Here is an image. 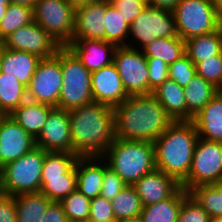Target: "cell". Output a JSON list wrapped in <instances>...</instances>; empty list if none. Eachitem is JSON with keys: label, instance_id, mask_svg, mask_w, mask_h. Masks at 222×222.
Instances as JSON below:
<instances>
[{"label": "cell", "instance_id": "1", "mask_svg": "<svg viewBox=\"0 0 222 222\" xmlns=\"http://www.w3.org/2000/svg\"><path fill=\"white\" fill-rule=\"evenodd\" d=\"M116 138L154 142L174 122L153 94L131 95L113 108Z\"/></svg>", "mask_w": 222, "mask_h": 222}, {"label": "cell", "instance_id": "2", "mask_svg": "<svg viewBox=\"0 0 222 222\" xmlns=\"http://www.w3.org/2000/svg\"><path fill=\"white\" fill-rule=\"evenodd\" d=\"M73 153L78 157H102L113 140V108L92 102L68 110Z\"/></svg>", "mask_w": 222, "mask_h": 222}, {"label": "cell", "instance_id": "3", "mask_svg": "<svg viewBox=\"0 0 222 222\" xmlns=\"http://www.w3.org/2000/svg\"><path fill=\"white\" fill-rule=\"evenodd\" d=\"M199 139L193 121H174L153 143L156 169L181 184L191 169Z\"/></svg>", "mask_w": 222, "mask_h": 222}, {"label": "cell", "instance_id": "4", "mask_svg": "<svg viewBox=\"0 0 222 222\" xmlns=\"http://www.w3.org/2000/svg\"><path fill=\"white\" fill-rule=\"evenodd\" d=\"M102 158L128 185L156 169L153 142L116 138Z\"/></svg>", "mask_w": 222, "mask_h": 222}, {"label": "cell", "instance_id": "5", "mask_svg": "<svg viewBox=\"0 0 222 222\" xmlns=\"http://www.w3.org/2000/svg\"><path fill=\"white\" fill-rule=\"evenodd\" d=\"M55 56L60 60L63 75L58 108L70 110L94 102L91 72L66 46L60 47Z\"/></svg>", "mask_w": 222, "mask_h": 222}, {"label": "cell", "instance_id": "6", "mask_svg": "<svg viewBox=\"0 0 222 222\" xmlns=\"http://www.w3.org/2000/svg\"><path fill=\"white\" fill-rule=\"evenodd\" d=\"M47 152L35 146L0 169V192L16 196L36 193L41 188L42 166Z\"/></svg>", "mask_w": 222, "mask_h": 222}, {"label": "cell", "instance_id": "7", "mask_svg": "<svg viewBox=\"0 0 222 222\" xmlns=\"http://www.w3.org/2000/svg\"><path fill=\"white\" fill-rule=\"evenodd\" d=\"M71 152H47L42 166L39 192L51 201L60 202L77 189L76 161Z\"/></svg>", "mask_w": 222, "mask_h": 222}, {"label": "cell", "instance_id": "8", "mask_svg": "<svg viewBox=\"0 0 222 222\" xmlns=\"http://www.w3.org/2000/svg\"><path fill=\"white\" fill-rule=\"evenodd\" d=\"M172 12L177 35L184 41L220 27V15L210 0H180Z\"/></svg>", "mask_w": 222, "mask_h": 222}, {"label": "cell", "instance_id": "9", "mask_svg": "<svg viewBox=\"0 0 222 222\" xmlns=\"http://www.w3.org/2000/svg\"><path fill=\"white\" fill-rule=\"evenodd\" d=\"M33 21L64 47L74 35L75 8L69 0H37Z\"/></svg>", "mask_w": 222, "mask_h": 222}, {"label": "cell", "instance_id": "10", "mask_svg": "<svg viewBox=\"0 0 222 222\" xmlns=\"http://www.w3.org/2000/svg\"><path fill=\"white\" fill-rule=\"evenodd\" d=\"M175 36L177 30L173 12L147 5L130 24L128 42H132L128 43V47L143 50L157 38Z\"/></svg>", "mask_w": 222, "mask_h": 222}, {"label": "cell", "instance_id": "11", "mask_svg": "<svg viewBox=\"0 0 222 222\" xmlns=\"http://www.w3.org/2000/svg\"><path fill=\"white\" fill-rule=\"evenodd\" d=\"M222 179V142L199 137L188 177L180 184L186 191L195 186L210 185Z\"/></svg>", "mask_w": 222, "mask_h": 222}, {"label": "cell", "instance_id": "12", "mask_svg": "<svg viewBox=\"0 0 222 222\" xmlns=\"http://www.w3.org/2000/svg\"><path fill=\"white\" fill-rule=\"evenodd\" d=\"M113 63L128 96L148 95V65L144 52L128 46L116 47Z\"/></svg>", "mask_w": 222, "mask_h": 222}, {"label": "cell", "instance_id": "13", "mask_svg": "<svg viewBox=\"0 0 222 222\" xmlns=\"http://www.w3.org/2000/svg\"><path fill=\"white\" fill-rule=\"evenodd\" d=\"M62 84L63 75L60 60L55 55L41 59L27 87L28 100L58 108Z\"/></svg>", "mask_w": 222, "mask_h": 222}, {"label": "cell", "instance_id": "14", "mask_svg": "<svg viewBox=\"0 0 222 222\" xmlns=\"http://www.w3.org/2000/svg\"><path fill=\"white\" fill-rule=\"evenodd\" d=\"M2 43L5 48L29 52L40 59L54 56L61 47L34 21L18 28L5 38Z\"/></svg>", "mask_w": 222, "mask_h": 222}, {"label": "cell", "instance_id": "15", "mask_svg": "<svg viewBox=\"0 0 222 222\" xmlns=\"http://www.w3.org/2000/svg\"><path fill=\"white\" fill-rule=\"evenodd\" d=\"M36 146L46 152H71L73 143L68 110L55 107L35 138Z\"/></svg>", "mask_w": 222, "mask_h": 222}, {"label": "cell", "instance_id": "16", "mask_svg": "<svg viewBox=\"0 0 222 222\" xmlns=\"http://www.w3.org/2000/svg\"><path fill=\"white\" fill-rule=\"evenodd\" d=\"M35 146V138L10 115H4L0 121V169L7 163L20 158Z\"/></svg>", "mask_w": 222, "mask_h": 222}, {"label": "cell", "instance_id": "17", "mask_svg": "<svg viewBox=\"0 0 222 222\" xmlns=\"http://www.w3.org/2000/svg\"><path fill=\"white\" fill-rule=\"evenodd\" d=\"M91 84L94 102L115 108L128 98L114 63L91 72Z\"/></svg>", "mask_w": 222, "mask_h": 222}, {"label": "cell", "instance_id": "18", "mask_svg": "<svg viewBox=\"0 0 222 222\" xmlns=\"http://www.w3.org/2000/svg\"><path fill=\"white\" fill-rule=\"evenodd\" d=\"M105 14L106 1L76 8L71 42L79 39L105 41Z\"/></svg>", "mask_w": 222, "mask_h": 222}, {"label": "cell", "instance_id": "19", "mask_svg": "<svg viewBox=\"0 0 222 222\" xmlns=\"http://www.w3.org/2000/svg\"><path fill=\"white\" fill-rule=\"evenodd\" d=\"M132 186L143 207L168 199L181 187L173 177L158 169L145 174Z\"/></svg>", "mask_w": 222, "mask_h": 222}, {"label": "cell", "instance_id": "20", "mask_svg": "<svg viewBox=\"0 0 222 222\" xmlns=\"http://www.w3.org/2000/svg\"><path fill=\"white\" fill-rule=\"evenodd\" d=\"M68 47L90 72L113 63L116 46L101 40L79 39L70 42Z\"/></svg>", "mask_w": 222, "mask_h": 222}, {"label": "cell", "instance_id": "21", "mask_svg": "<svg viewBox=\"0 0 222 222\" xmlns=\"http://www.w3.org/2000/svg\"><path fill=\"white\" fill-rule=\"evenodd\" d=\"M107 167L108 164L102 157H79L76 161L77 189L88 199L100 196Z\"/></svg>", "mask_w": 222, "mask_h": 222}, {"label": "cell", "instance_id": "22", "mask_svg": "<svg viewBox=\"0 0 222 222\" xmlns=\"http://www.w3.org/2000/svg\"><path fill=\"white\" fill-rule=\"evenodd\" d=\"M192 121L200 138L222 142V93L219 91Z\"/></svg>", "mask_w": 222, "mask_h": 222}, {"label": "cell", "instance_id": "23", "mask_svg": "<svg viewBox=\"0 0 222 222\" xmlns=\"http://www.w3.org/2000/svg\"><path fill=\"white\" fill-rule=\"evenodd\" d=\"M40 60L29 52L4 47L1 72L15 76L21 84L28 87Z\"/></svg>", "mask_w": 222, "mask_h": 222}, {"label": "cell", "instance_id": "24", "mask_svg": "<svg viewBox=\"0 0 222 222\" xmlns=\"http://www.w3.org/2000/svg\"><path fill=\"white\" fill-rule=\"evenodd\" d=\"M55 107L26 100L10 116L29 134L36 138L41 132L49 113Z\"/></svg>", "mask_w": 222, "mask_h": 222}, {"label": "cell", "instance_id": "25", "mask_svg": "<svg viewBox=\"0 0 222 222\" xmlns=\"http://www.w3.org/2000/svg\"><path fill=\"white\" fill-rule=\"evenodd\" d=\"M152 94L174 121H187V107L183 87L168 79Z\"/></svg>", "mask_w": 222, "mask_h": 222}, {"label": "cell", "instance_id": "26", "mask_svg": "<svg viewBox=\"0 0 222 222\" xmlns=\"http://www.w3.org/2000/svg\"><path fill=\"white\" fill-rule=\"evenodd\" d=\"M188 194L181 186L168 199L144 206L140 214L142 222H178L182 202Z\"/></svg>", "mask_w": 222, "mask_h": 222}, {"label": "cell", "instance_id": "27", "mask_svg": "<svg viewBox=\"0 0 222 222\" xmlns=\"http://www.w3.org/2000/svg\"><path fill=\"white\" fill-rule=\"evenodd\" d=\"M219 92V89L203 77L196 75L184 88L187 121L193 118L206 106V104Z\"/></svg>", "mask_w": 222, "mask_h": 222}, {"label": "cell", "instance_id": "28", "mask_svg": "<svg viewBox=\"0 0 222 222\" xmlns=\"http://www.w3.org/2000/svg\"><path fill=\"white\" fill-rule=\"evenodd\" d=\"M186 55L196 66L214 55L222 52V29L200 36L192 37L185 41Z\"/></svg>", "mask_w": 222, "mask_h": 222}, {"label": "cell", "instance_id": "29", "mask_svg": "<svg viewBox=\"0 0 222 222\" xmlns=\"http://www.w3.org/2000/svg\"><path fill=\"white\" fill-rule=\"evenodd\" d=\"M51 202L41 192L16 195L17 222H42V215L47 211Z\"/></svg>", "mask_w": 222, "mask_h": 222}, {"label": "cell", "instance_id": "30", "mask_svg": "<svg viewBox=\"0 0 222 222\" xmlns=\"http://www.w3.org/2000/svg\"><path fill=\"white\" fill-rule=\"evenodd\" d=\"M26 100L27 87L15 76L0 72V112L10 115Z\"/></svg>", "mask_w": 222, "mask_h": 222}, {"label": "cell", "instance_id": "31", "mask_svg": "<svg viewBox=\"0 0 222 222\" xmlns=\"http://www.w3.org/2000/svg\"><path fill=\"white\" fill-rule=\"evenodd\" d=\"M146 58H157L168 65L186 54L185 41L178 35L171 38H157L143 50Z\"/></svg>", "mask_w": 222, "mask_h": 222}, {"label": "cell", "instance_id": "32", "mask_svg": "<svg viewBox=\"0 0 222 222\" xmlns=\"http://www.w3.org/2000/svg\"><path fill=\"white\" fill-rule=\"evenodd\" d=\"M105 41L116 47L128 46L129 27L124 17L106 0Z\"/></svg>", "mask_w": 222, "mask_h": 222}, {"label": "cell", "instance_id": "33", "mask_svg": "<svg viewBox=\"0 0 222 222\" xmlns=\"http://www.w3.org/2000/svg\"><path fill=\"white\" fill-rule=\"evenodd\" d=\"M114 217L118 221L139 217L143 206L136 189L127 185L112 199Z\"/></svg>", "mask_w": 222, "mask_h": 222}, {"label": "cell", "instance_id": "34", "mask_svg": "<svg viewBox=\"0 0 222 222\" xmlns=\"http://www.w3.org/2000/svg\"><path fill=\"white\" fill-rule=\"evenodd\" d=\"M33 22V8L10 3L0 21V42L18 28Z\"/></svg>", "mask_w": 222, "mask_h": 222}, {"label": "cell", "instance_id": "35", "mask_svg": "<svg viewBox=\"0 0 222 222\" xmlns=\"http://www.w3.org/2000/svg\"><path fill=\"white\" fill-rule=\"evenodd\" d=\"M188 192L212 219L222 217V192L213 184L195 186Z\"/></svg>", "mask_w": 222, "mask_h": 222}, {"label": "cell", "instance_id": "36", "mask_svg": "<svg viewBox=\"0 0 222 222\" xmlns=\"http://www.w3.org/2000/svg\"><path fill=\"white\" fill-rule=\"evenodd\" d=\"M90 199L78 189L60 201L69 222H86L89 219Z\"/></svg>", "mask_w": 222, "mask_h": 222}, {"label": "cell", "instance_id": "37", "mask_svg": "<svg viewBox=\"0 0 222 222\" xmlns=\"http://www.w3.org/2000/svg\"><path fill=\"white\" fill-rule=\"evenodd\" d=\"M197 75L212 83L219 90L222 87V52L196 65Z\"/></svg>", "mask_w": 222, "mask_h": 222}, {"label": "cell", "instance_id": "38", "mask_svg": "<svg viewBox=\"0 0 222 222\" xmlns=\"http://www.w3.org/2000/svg\"><path fill=\"white\" fill-rule=\"evenodd\" d=\"M196 75V66L186 54L169 65V79L175 81L183 88Z\"/></svg>", "mask_w": 222, "mask_h": 222}, {"label": "cell", "instance_id": "39", "mask_svg": "<svg viewBox=\"0 0 222 222\" xmlns=\"http://www.w3.org/2000/svg\"><path fill=\"white\" fill-rule=\"evenodd\" d=\"M212 218L200 204L188 194L181 205L178 222H211Z\"/></svg>", "mask_w": 222, "mask_h": 222}, {"label": "cell", "instance_id": "40", "mask_svg": "<svg viewBox=\"0 0 222 222\" xmlns=\"http://www.w3.org/2000/svg\"><path fill=\"white\" fill-rule=\"evenodd\" d=\"M148 65L149 94L169 79V65L157 58H146Z\"/></svg>", "mask_w": 222, "mask_h": 222}, {"label": "cell", "instance_id": "41", "mask_svg": "<svg viewBox=\"0 0 222 222\" xmlns=\"http://www.w3.org/2000/svg\"><path fill=\"white\" fill-rule=\"evenodd\" d=\"M128 184L109 166L104 170L100 196L111 200Z\"/></svg>", "mask_w": 222, "mask_h": 222}, {"label": "cell", "instance_id": "42", "mask_svg": "<svg viewBox=\"0 0 222 222\" xmlns=\"http://www.w3.org/2000/svg\"><path fill=\"white\" fill-rule=\"evenodd\" d=\"M89 219L106 221L115 219L112 201L102 196H97L90 201Z\"/></svg>", "mask_w": 222, "mask_h": 222}, {"label": "cell", "instance_id": "43", "mask_svg": "<svg viewBox=\"0 0 222 222\" xmlns=\"http://www.w3.org/2000/svg\"><path fill=\"white\" fill-rule=\"evenodd\" d=\"M112 6L119 11L124 17V20L131 24L137 16L147 6L145 3H141L136 0H109Z\"/></svg>", "mask_w": 222, "mask_h": 222}, {"label": "cell", "instance_id": "44", "mask_svg": "<svg viewBox=\"0 0 222 222\" xmlns=\"http://www.w3.org/2000/svg\"><path fill=\"white\" fill-rule=\"evenodd\" d=\"M15 196L0 192V222H17Z\"/></svg>", "mask_w": 222, "mask_h": 222}, {"label": "cell", "instance_id": "45", "mask_svg": "<svg viewBox=\"0 0 222 222\" xmlns=\"http://www.w3.org/2000/svg\"><path fill=\"white\" fill-rule=\"evenodd\" d=\"M42 222H69L60 202L52 201L42 215Z\"/></svg>", "mask_w": 222, "mask_h": 222}, {"label": "cell", "instance_id": "46", "mask_svg": "<svg viewBox=\"0 0 222 222\" xmlns=\"http://www.w3.org/2000/svg\"><path fill=\"white\" fill-rule=\"evenodd\" d=\"M180 0H150L149 5L173 11Z\"/></svg>", "mask_w": 222, "mask_h": 222}, {"label": "cell", "instance_id": "47", "mask_svg": "<svg viewBox=\"0 0 222 222\" xmlns=\"http://www.w3.org/2000/svg\"><path fill=\"white\" fill-rule=\"evenodd\" d=\"M69 1L72 3L74 8L76 9L84 5L100 3L106 0H69Z\"/></svg>", "mask_w": 222, "mask_h": 222}, {"label": "cell", "instance_id": "48", "mask_svg": "<svg viewBox=\"0 0 222 222\" xmlns=\"http://www.w3.org/2000/svg\"><path fill=\"white\" fill-rule=\"evenodd\" d=\"M12 4L24 5L33 8L37 0H9Z\"/></svg>", "mask_w": 222, "mask_h": 222}, {"label": "cell", "instance_id": "49", "mask_svg": "<svg viewBox=\"0 0 222 222\" xmlns=\"http://www.w3.org/2000/svg\"><path fill=\"white\" fill-rule=\"evenodd\" d=\"M9 4H10L9 0H0V21L6 14V10Z\"/></svg>", "mask_w": 222, "mask_h": 222}, {"label": "cell", "instance_id": "50", "mask_svg": "<svg viewBox=\"0 0 222 222\" xmlns=\"http://www.w3.org/2000/svg\"><path fill=\"white\" fill-rule=\"evenodd\" d=\"M219 15L222 14V0H210Z\"/></svg>", "mask_w": 222, "mask_h": 222}, {"label": "cell", "instance_id": "51", "mask_svg": "<svg viewBox=\"0 0 222 222\" xmlns=\"http://www.w3.org/2000/svg\"><path fill=\"white\" fill-rule=\"evenodd\" d=\"M119 222H142V220L139 216V217H136V218H130V219L122 220V221H119Z\"/></svg>", "mask_w": 222, "mask_h": 222}, {"label": "cell", "instance_id": "52", "mask_svg": "<svg viewBox=\"0 0 222 222\" xmlns=\"http://www.w3.org/2000/svg\"><path fill=\"white\" fill-rule=\"evenodd\" d=\"M3 51H4V45L2 42H0V72H1V62H2Z\"/></svg>", "mask_w": 222, "mask_h": 222}, {"label": "cell", "instance_id": "53", "mask_svg": "<svg viewBox=\"0 0 222 222\" xmlns=\"http://www.w3.org/2000/svg\"><path fill=\"white\" fill-rule=\"evenodd\" d=\"M219 192H222V179L213 184Z\"/></svg>", "mask_w": 222, "mask_h": 222}, {"label": "cell", "instance_id": "54", "mask_svg": "<svg viewBox=\"0 0 222 222\" xmlns=\"http://www.w3.org/2000/svg\"><path fill=\"white\" fill-rule=\"evenodd\" d=\"M86 222H119V221L116 219L106 220V221H97V220L88 219Z\"/></svg>", "mask_w": 222, "mask_h": 222}, {"label": "cell", "instance_id": "55", "mask_svg": "<svg viewBox=\"0 0 222 222\" xmlns=\"http://www.w3.org/2000/svg\"><path fill=\"white\" fill-rule=\"evenodd\" d=\"M211 222H222V217L214 218Z\"/></svg>", "mask_w": 222, "mask_h": 222}, {"label": "cell", "instance_id": "56", "mask_svg": "<svg viewBox=\"0 0 222 222\" xmlns=\"http://www.w3.org/2000/svg\"><path fill=\"white\" fill-rule=\"evenodd\" d=\"M136 1H139L141 3H145L147 5H149V2H150V0H136Z\"/></svg>", "mask_w": 222, "mask_h": 222}, {"label": "cell", "instance_id": "57", "mask_svg": "<svg viewBox=\"0 0 222 222\" xmlns=\"http://www.w3.org/2000/svg\"><path fill=\"white\" fill-rule=\"evenodd\" d=\"M220 27L222 29V14L220 15Z\"/></svg>", "mask_w": 222, "mask_h": 222}, {"label": "cell", "instance_id": "58", "mask_svg": "<svg viewBox=\"0 0 222 222\" xmlns=\"http://www.w3.org/2000/svg\"><path fill=\"white\" fill-rule=\"evenodd\" d=\"M3 117H4V114L2 112H0V121Z\"/></svg>", "mask_w": 222, "mask_h": 222}]
</instances>
